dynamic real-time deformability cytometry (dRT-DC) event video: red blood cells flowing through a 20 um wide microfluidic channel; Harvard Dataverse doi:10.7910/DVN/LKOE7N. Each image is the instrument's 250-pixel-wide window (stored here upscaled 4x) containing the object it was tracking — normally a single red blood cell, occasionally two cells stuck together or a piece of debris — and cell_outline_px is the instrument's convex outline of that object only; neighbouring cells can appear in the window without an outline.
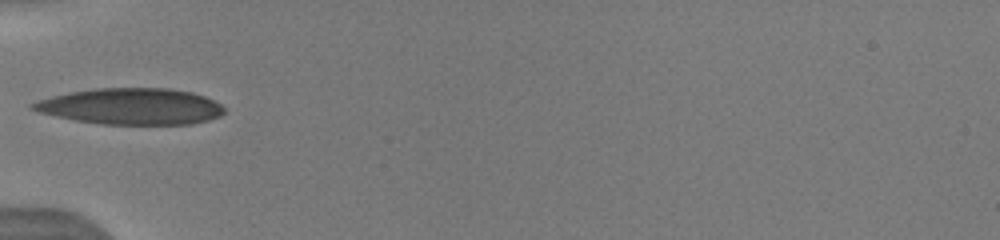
{"species": "human", "species_latin": "Homo sapiens", "temperature_condition": "warm", "stored_images_in_passage": 22, "camera_frame_rate_fps": 3000, "um_per_image_px": 0.085, "donor": {"sex": "male"}, "frame": {"image": 1, "passage_image": 1, "time_ms": 0.0, "image_size_px": [1000, 240], "cell_outline_px": [[224, 112], [220, 116], [208, 120], [192, 124], [104, 124], [76, 120], [56, 116], [40, 112], [28, 108], [28, 104], [36, 100], [52, 96], [72, 92], [96, 88], [168, 88], [192, 92], [204, 96], [220, 104], [224, 108]], "centroid_in_image_um": [11.12, 9.04], "position_along_channel_um": 73.9, "area_um2": 40.34}}